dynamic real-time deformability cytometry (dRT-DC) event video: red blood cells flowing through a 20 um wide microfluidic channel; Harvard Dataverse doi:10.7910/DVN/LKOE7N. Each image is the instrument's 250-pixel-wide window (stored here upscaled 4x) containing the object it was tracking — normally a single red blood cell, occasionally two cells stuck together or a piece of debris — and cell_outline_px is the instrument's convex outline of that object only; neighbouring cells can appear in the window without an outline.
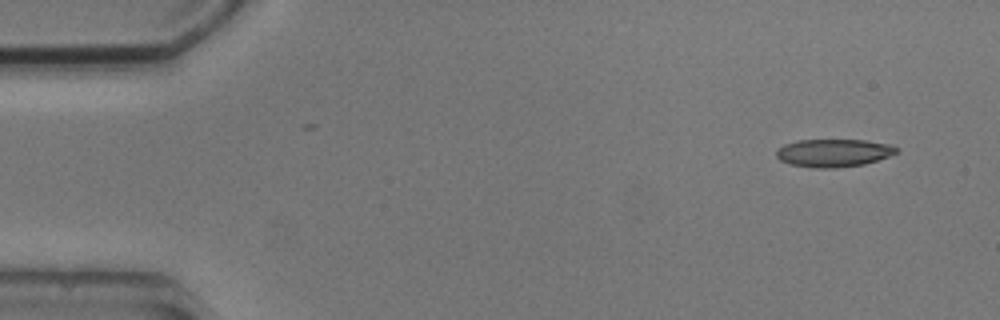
{"species": "common noctule bat (a hibernating species)", "species_latin": "Nyctalus noctula", "temperature_condition": "cold", "stored_images_in_passage": 4, "camera_frame_rate_fps": 3000, "um_per_image_px": 0.085, "animal": {"sex": "male", "body_mass_g": 20.5, "forearm_length_mm": 52.5}, "frame": {"image": 1, "passage_image": 1, "time_ms": 0.0, "image_size_px": [1000, 320], "cell_outline_px": [[900, 152], [864, 164], [836, 168], [812, 168], [792, 164], [780, 160], [776, 156], [776, 152], [784, 144], [796, 140], [864, 140], [892, 144], [900, 148]], "centroid_in_image_um": [70.9, 12.99], "position_along_channel_um": 14.1, "area_um2": 19.59}}
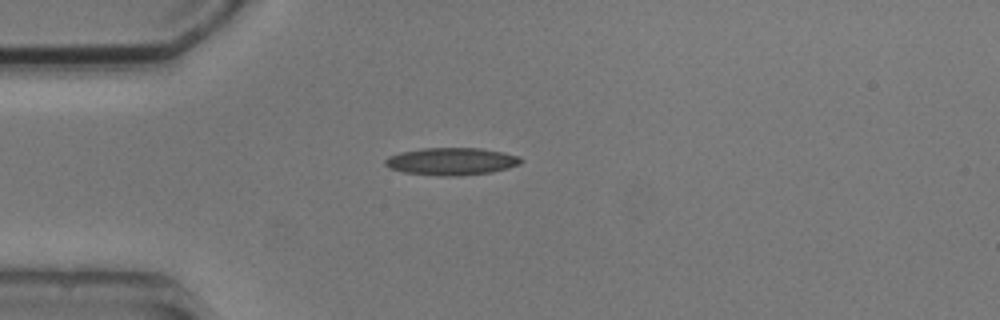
{"frame": {"image": 2, "passage_image": 4, "time_ms": 3.333, "image_size_px": [1000, 320], "cell_outline_px": [[524, 160], [520, 164], [508, 168], [492, 172], [460, 176], [436, 176], [404, 172], [388, 168], [384, 164], [384, 160], [388, 156], [400, 152], [424, 148], [480, 148], [504, 152], [520, 156]], "centroid_in_image_um": [38.38, 13.72], "position_along_channel_um": 46.6, "area_um2": 21.96}}